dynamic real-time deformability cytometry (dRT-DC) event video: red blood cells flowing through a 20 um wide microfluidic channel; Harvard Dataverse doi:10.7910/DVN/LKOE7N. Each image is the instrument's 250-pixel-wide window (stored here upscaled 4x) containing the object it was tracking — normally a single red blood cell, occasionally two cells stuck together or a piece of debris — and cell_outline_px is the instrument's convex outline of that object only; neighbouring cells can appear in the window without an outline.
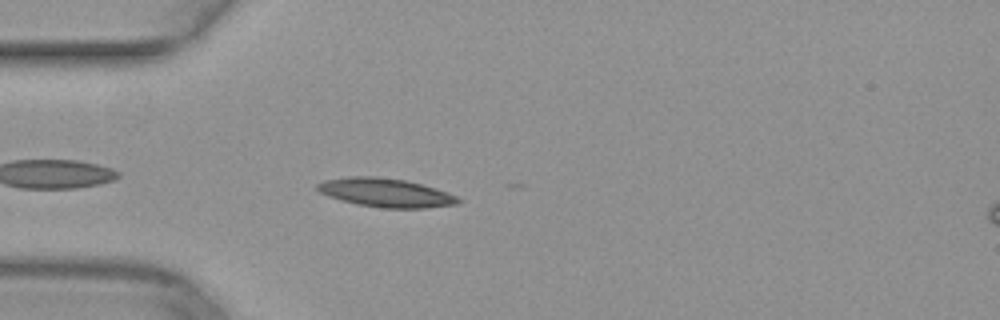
{"species": "common noctule bat (a hibernating species)", "species_latin": "Nyctalus noctula", "temperature_condition": "warm", "stored_images_in_passage": 10, "camera_frame_rate_fps": 3000, "um_per_image_px": 0.085, "animal": {"sex": "female", "body_mass_g": 29.2, "forearm_length_mm": 56.3}, "frame": {"image": 1, "passage_image": 3, "time_ms": 0.667, "image_size_px": [1000, 320], "cell_outline_px": [[464, 200], [460, 204], [424, 208], [384, 208], [356, 204], [340, 200], [328, 196], [320, 192], [316, 188], [316, 184], [324, 180], [348, 176], [376, 176], [404, 180], [436, 188], [448, 192]], "centroid_in_image_um": [32.8, 16.38], "position_along_channel_um": 52.2, "area_um2": 23.76}}
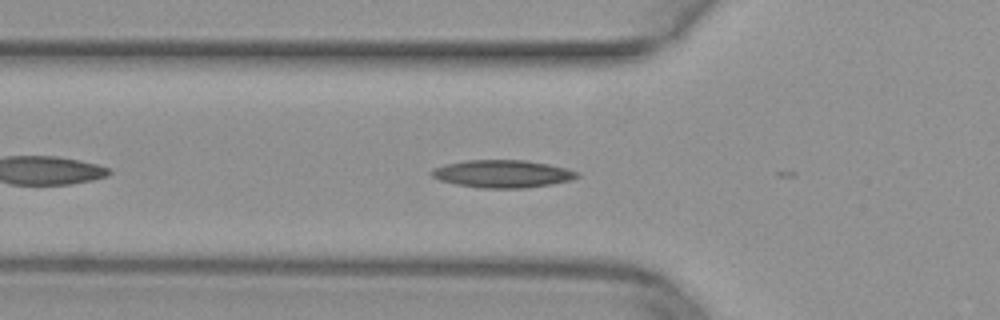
{"frame": {"image": 2, "passage_image": 6, "time_ms": 1.667, "image_size_px": [1000, 320], "cell_outline_px": [[580, 176], [572, 180], [552, 184], [524, 188], [480, 188], [456, 184], [440, 180], [432, 176], [432, 168], [444, 164], [464, 160], [524, 160], [548, 164], [568, 168], [580, 172]], "centroid_in_image_um": [42.74, 14.77], "position_along_channel_um": 83.1, "area_um2": 23.58}}
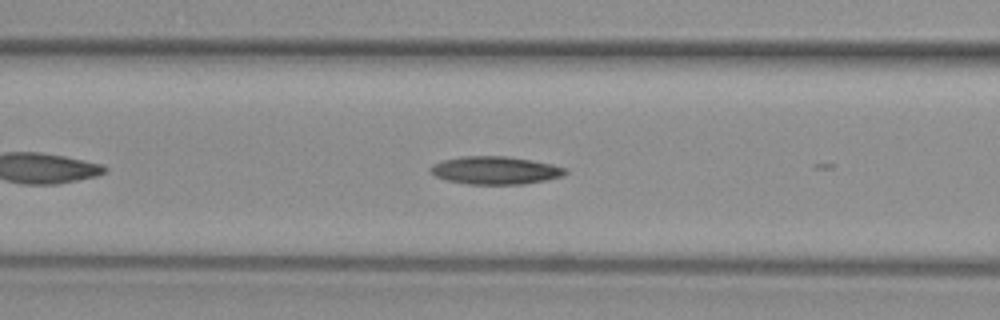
{"frame": {"image": 3, "passage_image": 9, "time_ms": 2.667, "image_size_px": [1000, 320], "cell_outline_px": [[568, 172], [564, 176], [524, 184], [468, 184], [448, 180], [436, 176], [428, 172], [428, 168], [432, 164], [444, 160], [460, 156], [504, 156], [552, 164], [568, 168]], "centroid_in_image_um": [42.09, 14.48], "position_along_channel_um": 124.5, "area_um2": 21.91}}